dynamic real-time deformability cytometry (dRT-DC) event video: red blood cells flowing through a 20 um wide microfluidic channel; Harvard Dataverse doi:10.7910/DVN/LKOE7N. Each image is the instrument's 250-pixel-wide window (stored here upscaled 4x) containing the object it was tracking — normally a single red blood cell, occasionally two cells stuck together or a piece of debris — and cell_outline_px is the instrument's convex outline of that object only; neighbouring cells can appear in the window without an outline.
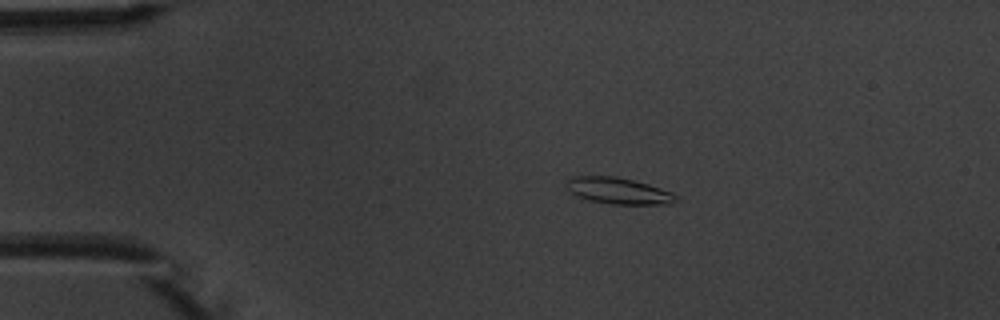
{"species": "common noctule bat (a hibernating species)", "species_latin": "Nyctalus noctula", "temperature_condition": "warm", "stored_images_in_passage": 5, "camera_frame_rate_fps": 3000, "um_per_image_px": 0.085, "animal": {"sex": "male", "body_mass_g": 20.1, "forearm_length_mm": 53.5}, "frame": {"image": 1, "passage_image": 3, "time_ms": 2.0, "image_size_px": [1000, 320], "cell_outline_px": [[680, 200], [668, 204], [612, 204], [592, 200], [580, 196], [572, 192], [568, 188], [568, 180], [576, 176], [616, 176], [648, 184], [672, 192]], "centroid_in_image_um": [52.65, 16.22], "position_along_channel_um": 32.4, "area_um2": 16.42}}
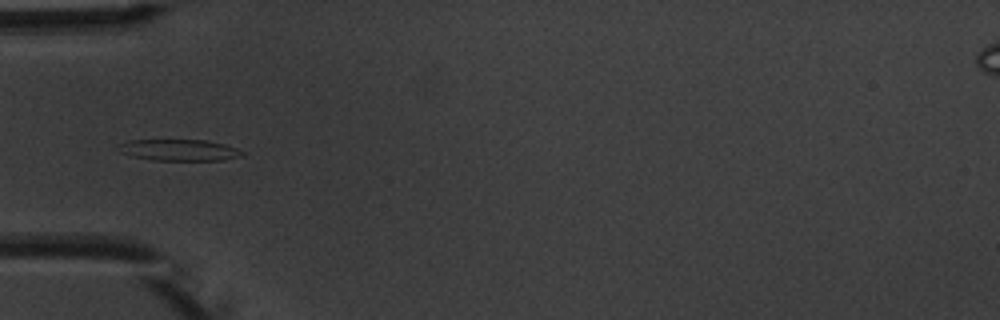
{"frame": {"image": 2, "passage_image": 5, "time_ms": 4.333, "image_size_px": [1000, 320], "cell_outline_px": [[244, 156], [224, 160], [152, 160], [132, 156], [120, 152], [120, 144], [128, 140], [208, 140], [224, 144], [236, 148], [244, 152]], "centroid_in_image_um": [15.28, 12.75], "position_along_channel_um": 69.7, "area_um2": 15.37}}